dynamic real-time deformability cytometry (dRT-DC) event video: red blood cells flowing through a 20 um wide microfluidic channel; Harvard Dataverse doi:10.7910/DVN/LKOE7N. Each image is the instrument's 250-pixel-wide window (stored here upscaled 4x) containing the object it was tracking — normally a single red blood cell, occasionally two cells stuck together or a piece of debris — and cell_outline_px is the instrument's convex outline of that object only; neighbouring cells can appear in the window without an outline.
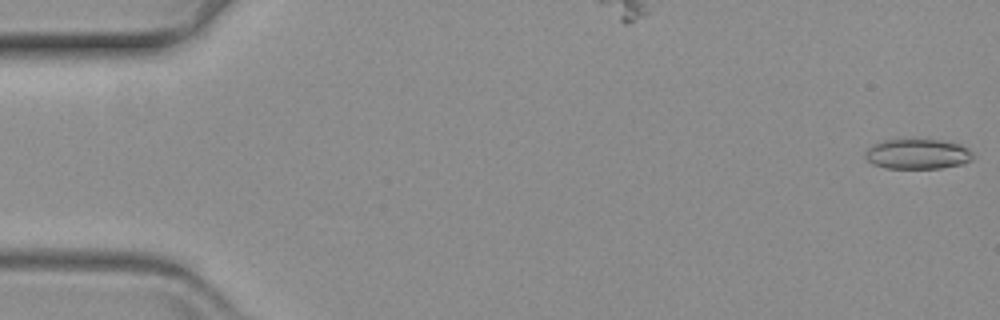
{"species": "common noctule bat (a hibernating species)", "species_latin": "Nyctalus noctula", "temperature_condition": "warm", "stored_images_in_passage": 13, "camera_frame_rate_fps": 3000, "um_per_image_px": 0.085, "animal": {"sex": "female", "body_mass_g": 19.3, "forearm_length_mm": 54.1}, "frame": {"image": 1, "passage_image": 1, "time_ms": 0.0, "image_size_px": [1000, 320], "cell_outline_px": [[972, 160], [964, 164], [940, 168], [884, 168], [872, 164], [864, 156], [864, 152], [872, 144], [884, 140], [912, 136], [940, 140], [960, 144], [968, 148], [972, 152]], "centroid_in_image_um": [77.96, 13.04], "position_along_channel_um": 7.0, "area_um2": 19.77}}